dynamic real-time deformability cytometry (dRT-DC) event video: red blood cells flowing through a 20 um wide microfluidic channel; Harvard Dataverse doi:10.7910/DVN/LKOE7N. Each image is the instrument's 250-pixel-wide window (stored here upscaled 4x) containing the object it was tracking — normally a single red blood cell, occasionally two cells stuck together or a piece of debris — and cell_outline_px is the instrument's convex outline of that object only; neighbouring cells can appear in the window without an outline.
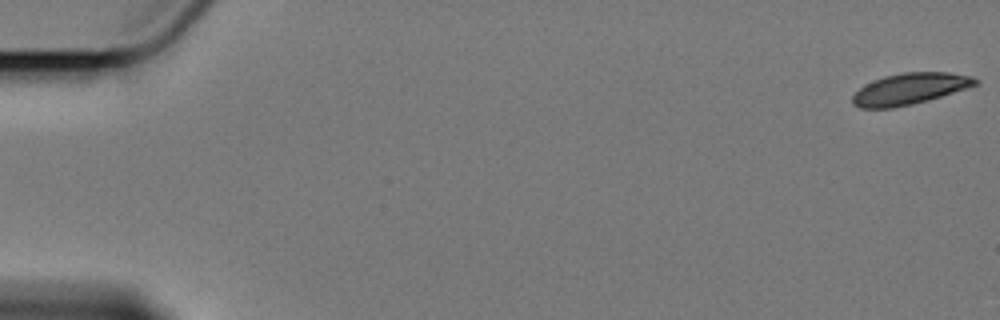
{"species": "Egyptian fruit bat (a non-hibernating species)", "species_latin": "Rousettus aegyptiacus", "temperature_condition": "cold", "stored_images_in_passage": 11, "camera_frame_rate_fps": 3000, "um_per_image_px": 0.085, "animal": {"sex": "female"}, "frame": {"image": 1, "passage_image": 1, "time_ms": 0.0, "image_size_px": [1000, 320], "cell_outline_px": [[980, 84], [968, 88], [928, 100], [912, 104], [892, 108], [860, 108], [852, 104], [852, 96], [864, 84], [884, 76], [904, 72], [948, 72], [972, 76], [980, 80]], "centroid_in_image_um": [77.36, 7.54], "position_along_channel_um": 7.6, "area_um2": 22.54}}
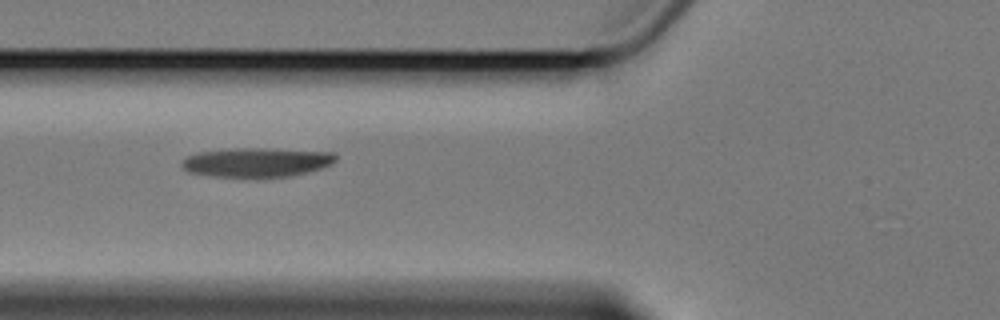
{"frame": {"image": 2, "passage_image": 7, "time_ms": 8.0, "image_size_px": [1000, 320], "cell_outline_px": [[336, 160], [332, 164], [308, 172], [288, 176], [212, 176], [188, 172], [180, 164], [188, 156], [200, 152], [236, 148], [264, 148], [336, 152]], "centroid_in_image_um": [21.85, 13.78], "position_along_channel_um": 103.9, "area_um2": 25.89}}
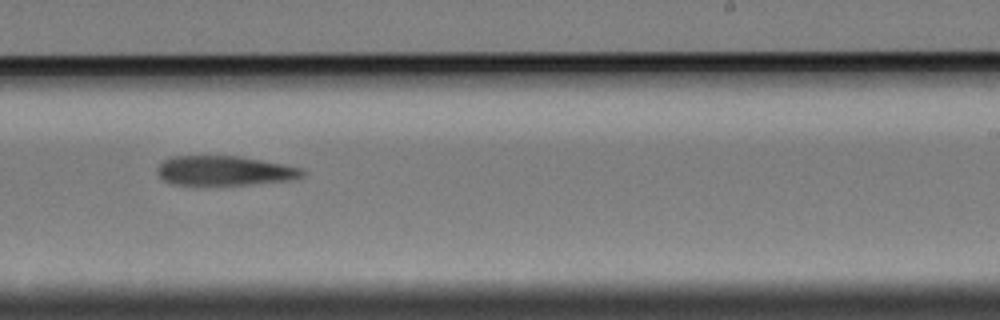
{"frame": {"image": 3, "passage_image": 11, "time_ms": 13.0, "image_size_px": [1000, 320], "cell_outline_px": [[308, 172], [304, 176], [292, 180], [248, 184], [172, 184], [164, 180], [156, 172], [156, 168], [164, 160], [172, 156], [240, 156], [304, 168]], "centroid_in_image_um": [19.13, 14.5], "position_along_channel_um": 269.9, "area_um2": 24.97}}